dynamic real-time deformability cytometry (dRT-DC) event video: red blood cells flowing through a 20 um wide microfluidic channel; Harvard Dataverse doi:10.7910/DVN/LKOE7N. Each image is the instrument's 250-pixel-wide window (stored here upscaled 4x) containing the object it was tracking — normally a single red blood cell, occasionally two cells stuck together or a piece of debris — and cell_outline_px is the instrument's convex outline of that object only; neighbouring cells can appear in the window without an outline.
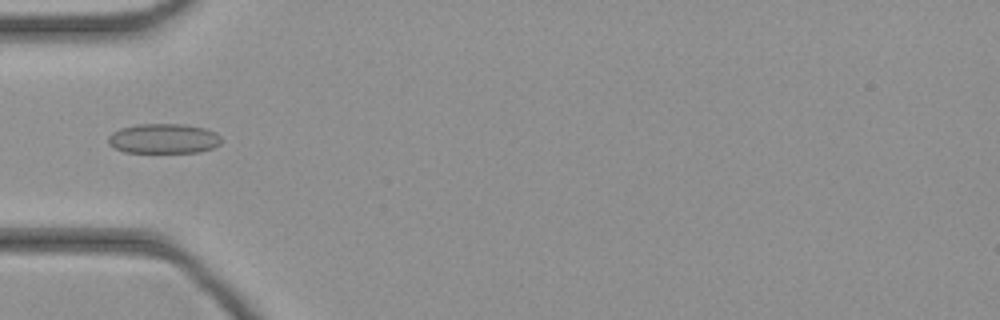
{"species": "common noctule bat (a hibernating species)", "species_latin": "Nyctalus noctula", "temperature_condition": "cold", "stored_images_in_passage": 43, "camera_frame_rate_fps": 3000, "um_per_image_px": 0.085, "animal": {"sex": "female", "body_mass_g": 21.9}, "frame": {"image": 1, "passage_image": 13, "time_ms": 4.0, "image_size_px": [1000, 320], "cell_outline_px": [[220, 144], [212, 148], [200, 152], [124, 152], [112, 148], [108, 144], [108, 136], [112, 132], [120, 128], [136, 124], [184, 124], [204, 128], [216, 132], [220, 136]], "centroid_in_image_um": [13.87, 11.78], "position_along_channel_um": 71.1, "area_um2": 19.83}}
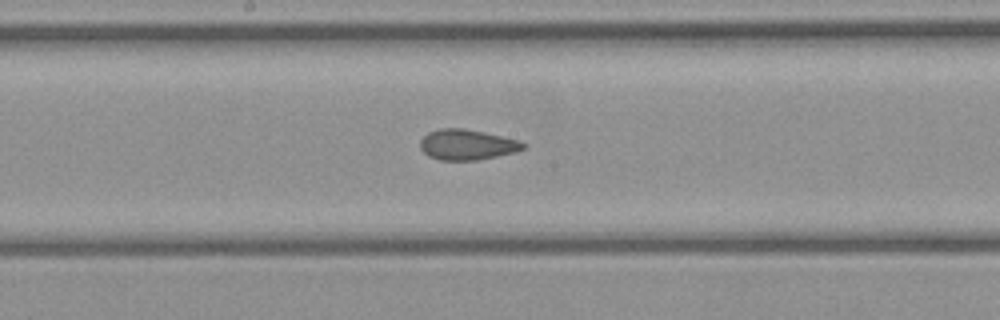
{"frame": {"image": 2, "passage_image": 22, "time_ms": 7.0, "image_size_px": [1000, 320], "cell_outline_px": [[528, 148], [516, 152], [476, 160], [440, 160], [428, 156], [420, 148], [420, 140], [428, 132], [440, 128], [464, 128], [484, 132], [520, 140], [528, 144]], "centroid_in_image_um": [39.74, 12.29], "position_along_channel_um": 208.5, "area_um2": 18.5}}
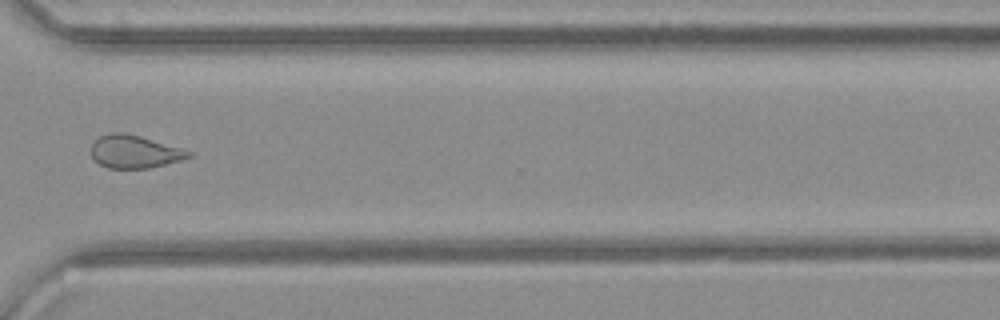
{"frame": {"image": 3, "passage_image": 32, "time_ms": 10.333, "image_size_px": [1000, 320], "cell_outline_px": [[192, 156], [180, 160], [148, 168], [108, 168], [92, 160], [88, 148], [92, 140], [100, 136], [112, 132], [124, 132], [140, 136], [180, 148], [192, 152]], "centroid_in_image_um": [11.32, 12.88], "position_along_channel_um": 359.3, "area_um2": 18.84}}